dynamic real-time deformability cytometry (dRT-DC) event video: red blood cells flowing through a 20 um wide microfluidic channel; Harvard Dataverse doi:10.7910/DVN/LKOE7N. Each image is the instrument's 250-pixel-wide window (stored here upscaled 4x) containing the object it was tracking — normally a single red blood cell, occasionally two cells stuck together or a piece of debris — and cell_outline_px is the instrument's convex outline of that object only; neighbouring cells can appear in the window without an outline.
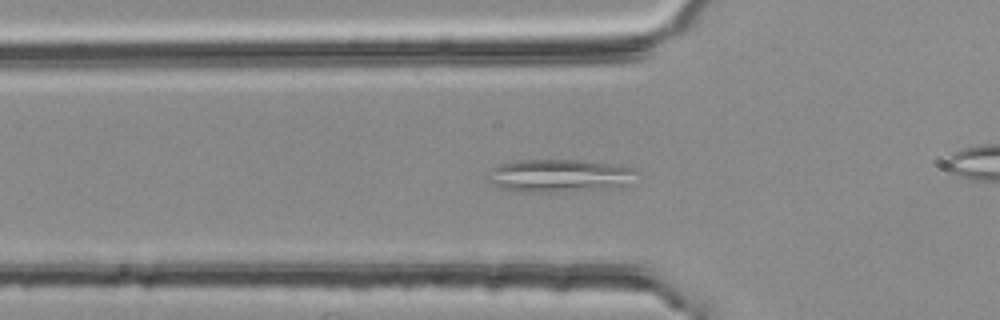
{"species": "common noctule bat (a hibernating species)", "species_latin": "Nyctalus noctula", "temperature_condition": "room temperature", "stored_images_in_passage": 39, "segment_of_instrument_passage": [1, 2], "camera_frame_rate_fps": 3000, "um_per_image_px": 0.085, "animal": {"sex": "female", "body_mass_g": 25.1}, "frame": {"image": 1, "passage_image": 2, "time_ms": 0.333, "image_size_px": [1000, 320], "cell_outline_px": [[640, 172], [628, 184], [616, 188], [560, 192], [516, 192], [500, 188], [488, 180], [492, 168], [500, 164], [516, 160], [580, 160], [612, 164], [632, 168]], "centroid_in_image_um": [47.57, 14.95], "position_along_channel_um": 78.2, "area_um2": 28.78}}